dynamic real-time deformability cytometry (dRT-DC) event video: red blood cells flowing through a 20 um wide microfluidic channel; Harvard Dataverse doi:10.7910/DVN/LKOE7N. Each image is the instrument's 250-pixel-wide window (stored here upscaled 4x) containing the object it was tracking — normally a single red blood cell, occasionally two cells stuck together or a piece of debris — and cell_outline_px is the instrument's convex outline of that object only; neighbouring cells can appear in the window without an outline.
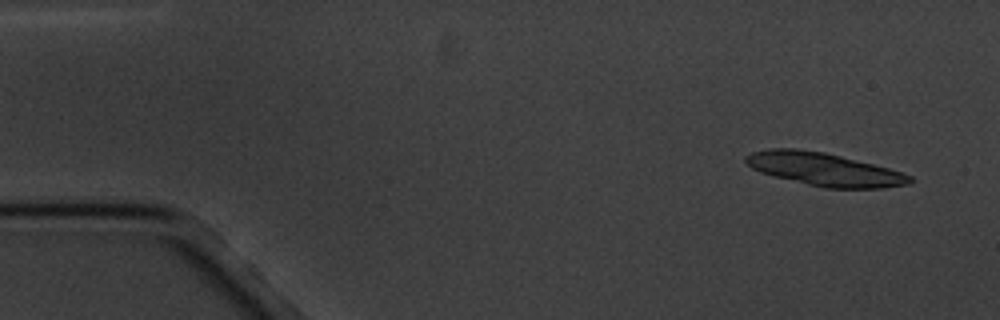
{"species": "common noctule bat (a hibernating species)", "species_latin": "Nyctalus noctula", "temperature_condition": "cold", "stored_images_in_passage": 4, "camera_frame_rate_fps": 3000, "um_per_image_px": 0.085, "animal": {"sex": "male", "body_mass_g": 20.1, "forearm_length_mm": 53.5}, "frame": {"image": 1, "passage_image": 1, "time_ms": 0.0, "image_size_px": [1000, 320], "cell_outline_px": [[912, 180], [908, 184], [884, 188], [824, 188], [760, 172], [752, 168], [744, 160], [744, 156], [752, 152], [768, 148], [796, 148], [824, 152], [888, 168], [912, 176]], "centroid_in_image_um": [70.03, 14.38], "position_along_channel_um": 15.0, "area_um2": 31.21}}